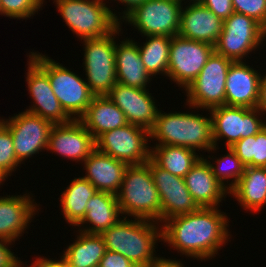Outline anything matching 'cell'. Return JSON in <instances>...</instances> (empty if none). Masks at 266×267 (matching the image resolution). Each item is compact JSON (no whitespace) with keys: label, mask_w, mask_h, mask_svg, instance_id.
I'll use <instances>...</instances> for the list:
<instances>
[{"label":"cell","mask_w":266,"mask_h":267,"mask_svg":"<svg viewBox=\"0 0 266 267\" xmlns=\"http://www.w3.org/2000/svg\"><path fill=\"white\" fill-rule=\"evenodd\" d=\"M229 220L219 207H200L195 212L165 220L161 224L162 242L180 256L201 262L212 260L228 241L231 242Z\"/></svg>","instance_id":"6da1fadb"},{"label":"cell","mask_w":266,"mask_h":267,"mask_svg":"<svg viewBox=\"0 0 266 267\" xmlns=\"http://www.w3.org/2000/svg\"><path fill=\"white\" fill-rule=\"evenodd\" d=\"M207 116L192 112L159 111L156 122L150 130V142L156 145H171L204 150L209 153L213 149L212 118L208 110ZM158 143V144H157ZM200 150V151H199Z\"/></svg>","instance_id":"7a4b0ae2"},{"label":"cell","mask_w":266,"mask_h":267,"mask_svg":"<svg viewBox=\"0 0 266 267\" xmlns=\"http://www.w3.org/2000/svg\"><path fill=\"white\" fill-rule=\"evenodd\" d=\"M101 236L107 250L122 254L137 267H147L157 257L155 249L158 240L162 242V225L151 220L123 217Z\"/></svg>","instance_id":"3957f363"},{"label":"cell","mask_w":266,"mask_h":267,"mask_svg":"<svg viewBox=\"0 0 266 267\" xmlns=\"http://www.w3.org/2000/svg\"><path fill=\"white\" fill-rule=\"evenodd\" d=\"M117 199L123 217L161 224V201L151 175L150 159L144 164L127 166Z\"/></svg>","instance_id":"277c9868"},{"label":"cell","mask_w":266,"mask_h":267,"mask_svg":"<svg viewBox=\"0 0 266 267\" xmlns=\"http://www.w3.org/2000/svg\"><path fill=\"white\" fill-rule=\"evenodd\" d=\"M53 1L63 22L79 41L107 36L120 25L115 9L106 5V0Z\"/></svg>","instance_id":"5b68a950"},{"label":"cell","mask_w":266,"mask_h":267,"mask_svg":"<svg viewBox=\"0 0 266 267\" xmlns=\"http://www.w3.org/2000/svg\"><path fill=\"white\" fill-rule=\"evenodd\" d=\"M46 55L32 51L27 57L48 75L54 95L65 113L72 120H79L95 95L89 89L85 78Z\"/></svg>","instance_id":"8992f818"},{"label":"cell","mask_w":266,"mask_h":267,"mask_svg":"<svg viewBox=\"0 0 266 267\" xmlns=\"http://www.w3.org/2000/svg\"><path fill=\"white\" fill-rule=\"evenodd\" d=\"M119 34H123L121 24L107 36L81 41L85 81L95 96L107 95L117 83L115 49Z\"/></svg>","instance_id":"52a82bcc"},{"label":"cell","mask_w":266,"mask_h":267,"mask_svg":"<svg viewBox=\"0 0 266 267\" xmlns=\"http://www.w3.org/2000/svg\"><path fill=\"white\" fill-rule=\"evenodd\" d=\"M232 62L213 51L199 75L184 90L185 105L203 112L226 105L225 82Z\"/></svg>","instance_id":"ba28073f"},{"label":"cell","mask_w":266,"mask_h":267,"mask_svg":"<svg viewBox=\"0 0 266 267\" xmlns=\"http://www.w3.org/2000/svg\"><path fill=\"white\" fill-rule=\"evenodd\" d=\"M209 111L215 145L209 152L214 154L219 149L218 143L222 140H226L224 147L228 148L240 139L256 135L264 128V115L257 108L222 105Z\"/></svg>","instance_id":"9c48e42d"},{"label":"cell","mask_w":266,"mask_h":267,"mask_svg":"<svg viewBox=\"0 0 266 267\" xmlns=\"http://www.w3.org/2000/svg\"><path fill=\"white\" fill-rule=\"evenodd\" d=\"M183 3L177 0H146L128 13L125 22L144 36H177Z\"/></svg>","instance_id":"30bf717a"},{"label":"cell","mask_w":266,"mask_h":267,"mask_svg":"<svg viewBox=\"0 0 266 267\" xmlns=\"http://www.w3.org/2000/svg\"><path fill=\"white\" fill-rule=\"evenodd\" d=\"M262 43V26L251 17L233 12L224 20L214 51L233 62L246 61L250 53L266 45Z\"/></svg>","instance_id":"8fae6325"},{"label":"cell","mask_w":266,"mask_h":267,"mask_svg":"<svg viewBox=\"0 0 266 267\" xmlns=\"http://www.w3.org/2000/svg\"><path fill=\"white\" fill-rule=\"evenodd\" d=\"M150 131L128 123L101 134L96 140V149L126 163L144 164L151 158Z\"/></svg>","instance_id":"7c38bea8"},{"label":"cell","mask_w":266,"mask_h":267,"mask_svg":"<svg viewBox=\"0 0 266 267\" xmlns=\"http://www.w3.org/2000/svg\"><path fill=\"white\" fill-rule=\"evenodd\" d=\"M213 51L212 44L179 35L171 37L167 77L185 90L199 75Z\"/></svg>","instance_id":"4fadbf2b"},{"label":"cell","mask_w":266,"mask_h":267,"mask_svg":"<svg viewBox=\"0 0 266 267\" xmlns=\"http://www.w3.org/2000/svg\"><path fill=\"white\" fill-rule=\"evenodd\" d=\"M10 130L17 160L21 164L39 152L47 150L53 123L26 110L0 119Z\"/></svg>","instance_id":"5bb4252c"},{"label":"cell","mask_w":266,"mask_h":267,"mask_svg":"<svg viewBox=\"0 0 266 267\" xmlns=\"http://www.w3.org/2000/svg\"><path fill=\"white\" fill-rule=\"evenodd\" d=\"M150 170L161 201V224L168 218L192 213L200 208L190 195L184 178L159 167L151 158Z\"/></svg>","instance_id":"9a60e30c"},{"label":"cell","mask_w":266,"mask_h":267,"mask_svg":"<svg viewBox=\"0 0 266 267\" xmlns=\"http://www.w3.org/2000/svg\"><path fill=\"white\" fill-rule=\"evenodd\" d=\"M26 84L32 104L26 111L36 114L53 124H66L72 119L62 109L54 95L48 75L30 58L27 61Z\"/></svg>","instance_id":"2e32d148"},{"label":"cell","mask_w":266,"mask_h":267,"mask_svg":"<svg viewBox=\"0 0 266 267\" xmlns=\"http://www.w3.org/2000/svg\"><path fill=\"white\" fill-rule=\"evenodd\" d=\"M96 149L95 138L80 120L54 124L49 134L47 152L81 164Z\"/></svg>","instance_id":"e0dca14e"},{"label":"cell","mask_w":266,"mask_h":267,"mask_svg":"<svg viewBox=\"0 0 266 267\" xmlns=\"http://www.w3.org/2000/svg\"><path fill=\"white\" fill-rule=\"evenodd\" d=\"M107 97L125 114L128 123L147 130L154 126L160 108L149 89L125 86L116 83Z\"/></svg>","instance_id":"ac0fdd59"},{"label":"cell","mask_w":266,"mask_h":267,"mask_svg":"<svg viewBox=\"0 0 266 267\" xmlns=\"http://www.w3.org/2000/svg\"><path fill=\"white\" fill-rule=\"evenodd\" d=\"M25 192L24 195L0 196V239L11 243L19 241L24 233H28L26 229L34 216L39 214L40 203H36L34 194Z\"/></svg>","instance_id":"d6986e66"},{"label":"cell","mask_w":266,"mask_h":267,"mask_svg":"<svg viewBox=\"0 0 266 267\" xmlns=\"http://www.w3.org/2000/svg\"><path fill=\"white\" fill-rule=\"evenodd\" d=\"M183 6L178 35L214 46L222 33L224 21L200 2L183 3Z\"/></svg>","instance_id":"ffe728a7"},{"label":"cell","mask_w":266,"mask_h":267,"mask_svg":"<svg viewBox=\"0 0 266 267\" xmlns=\"http://www.w3.org/2000/svg\"><path fill=\"white\" fill-rule=\"evenodd\" d=\"M246 61L232 62L225 82L226 105L256 108L260 80L259 69Z\"/></svg>","instance_id":"44dd1931"},{"label":"cell","mask_w":266,"mask_h":267,"mask_svg":"<svg viewBox=\"0 0 266 267\" xmlns=\"http://www.w3.org/2000/svg\"><path fill=\"white\" fill-rule=\"evenodd\" d=\"M184 181L199 207H220L229 195L227 188L212 173L204 156L184 176Z\"/></svg>","instance_id":"7402d4cb"},{"label":"cell","mask_w":266,"mask_h":267,"mask_svg":"<svg viewBox=\"0 0 266 267\" xmlns=\"http://www.w3.org/2000/svg\"><path fill=\"white\" fill-rule=\"evenodd\" d=\"M83 176L98 191L117 195L120 191L127 164L95 149L81 164Z\"/></svg>","instance_id":"603a6c76"},{"label":"cell","mask_w":266,"mask_h":267,"mask_svg":"<svg viewBox=\"0 0 266 267\" xmlns=\"http://www.w3.org/2000/svg\"><path fill=\"white\" fill-rule=\"evenodd\" d=\"M119 42L116 41L115 49L117 83L149 89L147 87H151L148 84L153 77L146 71L141 60L137 41L126 37L122 41L119 40Z\"/></svg>","instance_id":"cb8c5ba5"},{"label":"cell","mask_w":266,"mask_h":267,"mask_svg":"<svg viewBox=\"0 0 266 267\" xmlns=\"http://www.w3.org/2000/svg\"><path fill=\"white\" fill-rule=\"evenodd\" d=\"M122 217L117 195L97 191L87 202L86 214L76 227L84 233L101 235L118 223Z\"/></svg>","instance_id":"d4e9b609"},{"label":"cell","mask_w":266,"mask_h":267,"mask_svg":"<svg viewBox=\"0 0 266 267\" xmlns=\"http://www.w3.org/2000/svg\"><path fill=\"white\" fill-rule=\"evenodd\" d=\"M243 210L259 213L266 206V167H245L238 183L229 191Z\"/></svg>","instance_id":"484cf974"},{"label":"cell","mask_w":266,"mask_h":267,"mask_svg":"<svg viewBox=\"0 0 266 267\" xmlns=\"http://www.w3.org/2000/svg\"><path fill=\"white\" fill-rule=\"evenodd\" d=\"M79 120L95 140L105 132L128 124L125 114L107 95L94 96Z\"/></svg>","instance_id":"4316f807"},{"label":"cell","mask_w":266,"mask_h":267,"mask_svg":"<svg viewBox=\"0 0 266 267\" xmlns=\"http://www.w3.org/2000/svg\"><path fill=\"white\" fill-rule=\"evenodd\" d=\"M76 232L77 238L61 253L65 267H98L107 251L103 237L79 230Z\"/></svg>","instance_id":"83f0119b"},{"label":"cell","mask_w":266,"mask_h":267,"mask_svg":"<svg viewBox=\"0 0 266 267\" xmlns=\"http://www.w3.org/2000/svg\"><path fill=\"white\" fill-rule=\"evenodd\" d=\"M69 183L58 198L59 206L63 213V219L70 226L76 228L86 214L87 202L98 190L83 176L74 177Z\"/></svg>","instance_id":"f1b7e54d"},{"label":"cell","mask_w":266,"mask_h":267,"mask_svg":"<svg viewBox=\"0 0 266 267\" xmlns=\"http://www.w3.org/2000/svg\"><path fill=\"white\" fill-rule=\"evenodd\" d=\"M202 156L204 155L187 147L151 145V159L159 167L182 178Z\"/></svg>","instance_id":"f546056e"},{"label":"cell","mask_w":266,"mask_h":267,"mask_svg":"<svg viewBox=\"0 0 266 267\" xmlns=\"http://www.w3.org/2000/svg\"><path fill=\"white\" fill-rule=\"evenodd\" d=\"M144 37L146 42L141 44L138 42V47L146 71L153 78L156 75L167 77L171 37L158 35Z\"/></svg>","instance_id":"4dcf8cb0"},{"label":"cell","mask_w":266,"mask_h":267,"mask_svg":"<svg viewBox=\"0 0 266 267\" xmlns=\"http://www.w3.org/2000/svg\"><path fill=\"white\" fill-rule=\"evenodd\" d=\"M226 149L228 153L223 156L220 155V157L217 158L216 155L214 158L213 156L208 155V157L204 158L209 163L215 177L227 188L228 191H230L238 183L246 166L230 147Z\"/></svg>","instance_id":"1f68e13d"},{"label":"cell","mask_w":266,"mask_h":267,"mask_svg":"<svg viewBox=\"0 0 266 267\" xmlns=\"http://www.w3.org/2000/svg\"><path fill=\"white\" fill-rule=\"evenodd\" d=\"M247 167H266V129L240 139L230 147Z\"/></svg>","instance_id":"d6a6232c"},{"label":"cell","mask_w":266,"mask_h":267,"mask_svg":"<svg viewBox=\"0 0 266 267\" xmlns=\"http://www.w3.org/2000/svg\"><path fill=\"white\" fill-rule=\"evenodd\" d=\"M20 166L21 163L17 160L14 150L12 134L0 120V173L8 179Z\"/></svg>","instance_id":"836d02e7"},{"label":"cell","mask_w":266,"mask_h":267,"mask_svg":"<svg viewBox=\"0 0 266 267\" xmlns=\"http://www.w3.org/2000/svg\"><path fill=\"white\" fill-rule=\"evenodd\" d=\"M45 0H1L0 14L20 20L34 17L44 6ZM34 15V16H33Z\"/></svg>","instance_id":"e575fe53"},{"label":"cell","mask_w":266,"mask_h":267,"mask_svg":"<svg viewBox=\"0 0 266 267\" xmlns=\"http://www.w3.org/2000/svg\"><path fill=\"white\" fill-rule=\"evenodd\" d=\"M234 12L253 18L261 26L266 23V0H231Z\"/></svg>","instance_id":"d590c367"},{"label":"cell","mask_w":266,"mask_h":267,"mask_svg":"<svg viewBox=\"0 0 266 267\" xmlns=\"http://www.w3.org/2000/svg\"><path fill=\"white\" fill-rule=\"evenodd\" d=\"M199 2L223 21L234 12L231 0H200Z\"/></svg>","instance_id":"8d00e7d4"},{"label":"cell","mask_w":266,"mask_h":267,"mask_svg":"<svg viewBox=\"0 0 266 267\" xmlns=\"http://www.w3.org/2000/svg\"><path fill=\"white\" fill-rule=\"evenodd\" d=\"M98 267H137L122 254L107 250Z\"/></svg>","instance_id":"74e56055"},{"label":"cell","mask_w":266,"mask_h":267,"mask_svg":"<svg viewBox=\"0 0 266 267\" xmlns=\"http://www.w3.org/2000/svg\"><path fill=\"white\" fill-rule=\"evenodd\" d=\"M13 243L0 239V267H9L15 260L18 259V256L14 254L11 247Z\"/></svg>","instance_id":"f35d334b"},{"label":"cell","mask_w":266,"mask_h":267,"mask_svg":"<svg viewBox=\"0 0 266 267\" xmlns=\"http://www.w3.org/2000/svg\"><path fill=\"white\" fill-rule=\"evenodd\" d=\"M47 258L46 256H39L35 258V261L29 264L28 267H65L63 259L60 255V259Z\"/></svg>","instance_id":"ab89813d"},{"label":"cell","mask_w":266,"mask_h":267,"mask_svg":"<svg viewBox=\"0 0 266 267\" xmlns=\"http://www.w3.org/2000/svg\"><path fill=\"white\" fill-rule=\"evenodd\" d=\"M147 267H185L183 261L157 256Z\"/></svg>","instance_id":"60d3db41"},{"label":"cell","mask_w":266,"mask_h":267,"mask_svg":"<svg viewBox=\"0 0 266 267\" xmlns=\"http://www.w3.org/2000/svg\"><path fill=\"white\" fill-rule=\"evenodd\" d=\"M256 108L266 115V73L262 75L259 86L258 101Z\"/></svg>","instance_id":"b9f144b4"},{"label":"cell","mask_w":266,"mask_h":267,"mask_svg":"<svg viewBox=\"0 0 266 267\" xmlns=\"http://www.w3.org/2000/svg\"><path fill=\"white\" fill-rule=\"evenodd\" d=\"M108 1H116V3H122L124 6V10L122 12H118L117 20L120 22L128 13H130L135 7L142 4L146 0H108ZM120 13V14H119Z\"/></svg>","instance_id":"7bdbcfd3"},{"label":"cell","mask_w":266,"mask_h":267,"mask_svg":"<svg viewBox=\"0 0 266 267\" xmlns=\"http://www.w3.org/2000/svg\"><path fill=\"white\" fill-rule=\"evenodd\" d=\"M9 267H28V264L18 258Z\"/></svg>","instance_id":"ee69618b"},{"label":"cell","mask_w":266,"mask_h":267,"mask_svg":"<svg viewBox=\"0 0 266 267\" xmlns=\"http://www.w3.org/2000/svg\"><path fill=\"white\" fill-rule=\"evenodd\" d=\"M266 41V23L262 26V42Z\"/></svg>","instance_id":"f6af8a7d"},{"label":"cell","mask_w":266,"mask_h":267,"mask_svg":"<svg viewBox=\"0 0 266 267\" xmlns=\"http://www.w3.org/2000/svg\"><path fill=\"white\" fill-rule=\"evenodd\" d=\"M6 180L7 178L2 173H0V186L3 185Z\"/></svg>","instance_id":"bcb514c9"},{"label":"cell","mask_w":266,"mask_h":267,"mask_svg":"<svg viewBox=\"0 0 266 267\" xmlns=\"http://www.w3.org/2000/svg\"><path fill=\"white\" fill-rule=\"evenodd\" d=\"M177 1H180V2H184V3H187L188 2H199L200 0H177Z\"/></svg>","instance_id":"7dc6e473"},{"label":"cell","mask_w":266,"mask_h":267,"mask_svg":"<svg viewBox=\"0 0 266 267\" xmlns=\"http://www.w3.org/2000/svg\"><path fill=\"white\" fill-rule=\"evenodd\" d=\"M266 116V115H264ZM264 128L266 129V117H264Z\"/></svg>","instance_id":"c3c4849f"}]
</instances>
